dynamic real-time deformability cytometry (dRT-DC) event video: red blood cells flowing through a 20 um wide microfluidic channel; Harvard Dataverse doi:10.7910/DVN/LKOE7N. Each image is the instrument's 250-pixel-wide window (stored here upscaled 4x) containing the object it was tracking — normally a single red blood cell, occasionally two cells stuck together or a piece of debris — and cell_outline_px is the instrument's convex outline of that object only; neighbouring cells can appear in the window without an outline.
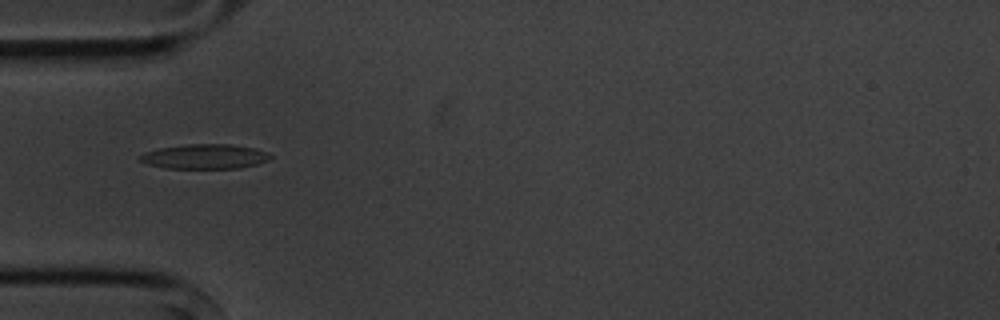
{"species": "common noctule bat (a hibernating species)", "species_latin": "Nyctalus noctula", "temperature_condition": "cold", "stored_images_in_passage": 12, "camera_frame_rate_fps": 3000, "um_per_image_px": 0.085, "animal": {"sex": "male", "body_mass_g": 20.1, "forearm_length_mm": 53.5}, "frame": {"image": 1, "passage_image": 2, "time_ms": 2.0, "image_size_px": [1000, 320], "cell_outline_px": [[272, 156], [268, 160], [256, 164], [240, 168], [164, 168], [148, 164], [140, 160], [136, 156], [144, 152], [160, 148], [188, 144], [228, 144], [256, 148], [268, 152]], "centroid_in_image_um": [17.4, 13.3], "position_along_channel_um": 67.6, "area_um2": 18.79}}
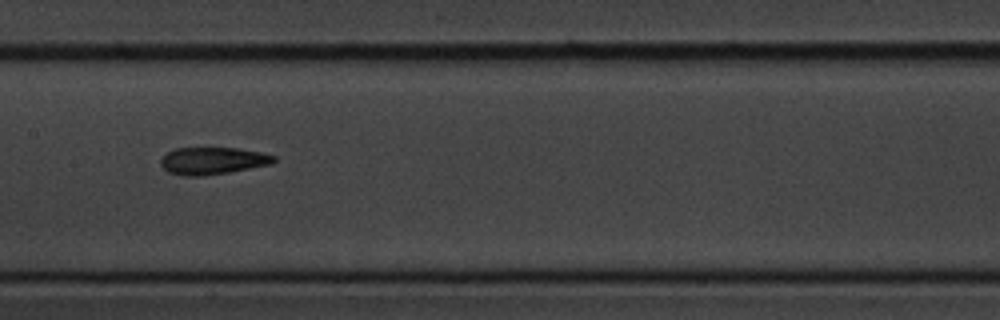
{"frame": {"image": 2, "passage_image": 5, "time_ms": 5.333, "image_size_px": [1000, 320], "cell_outline_px": [[276, 160], [272, 164], [228, 172], [204, 176], [184, 176], [168, 172], [160, 164], [160, 160], [168, 152], [176, 148], [236, 148], [260, 152], [276, 156]], "centroid_in_image_um": [18.08, 13.67], "position_along_channel_um": 189.3, "area_um2": 17.86}}
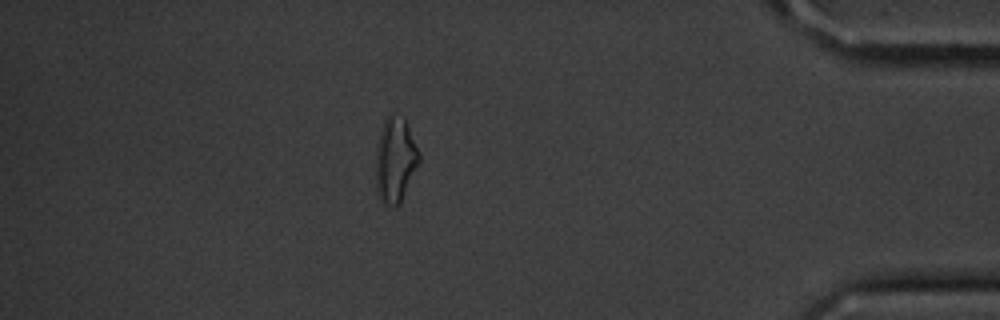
{"frame": {"image": 3, "passage_image": 11, "time_ms": 12.333, "image_size_px": [1000, 320], "cell_outline_px": [[420, 160], [400, 204], [384, 204], [380, 200], [376, 192], [376, 144], [384, 120], [392, 112], [404, 116], [408, 124], [420, 152]], "centroid_in_image_um": [33.6, 13.54], "position_along_channel_um": 401.6, "area_um2": 21.73}, "authors_computed_cell_mechanics": {"area_um2": 18.0047, "velocity_mm_per_s": 3.6238, "shape_relaxation_time_tau1_ms": 8.4982, "shape_relaxation_time_tau2_ms": 6.5818, "deformation_change_tau1": 0.2079, "deformation_change_tau2": 0.1413}}